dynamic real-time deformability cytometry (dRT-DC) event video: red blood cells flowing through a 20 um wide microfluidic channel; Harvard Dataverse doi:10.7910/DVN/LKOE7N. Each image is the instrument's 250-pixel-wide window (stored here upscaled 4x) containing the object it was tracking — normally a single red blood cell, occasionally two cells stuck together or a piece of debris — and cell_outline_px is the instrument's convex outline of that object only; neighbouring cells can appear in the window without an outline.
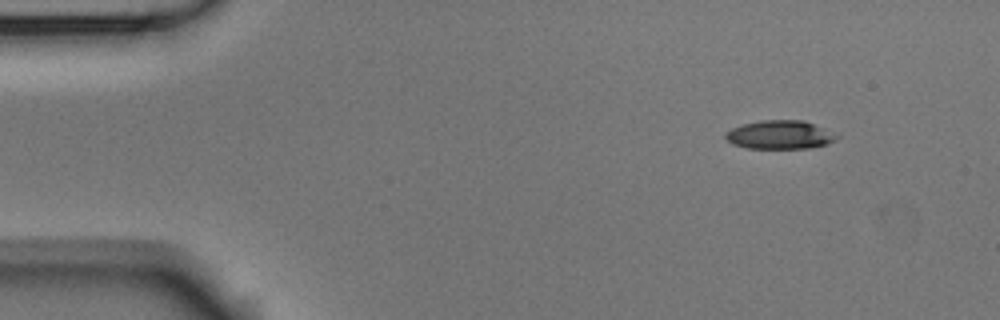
{"species": "Egyptian fruit bat (a non-hibernating species)", "species_latin": "Rousettus aegyptiacus", "temperature_condition": "room temperature", "stored_images_in_passage": 6, "camera_frame_rate_fps": 3000, "um_per_image_px": 0.085, "animal": {"sex": "male"}, "frame": {"image": 1, "passage_image": 1, "time_ms": 0.0, "image_size_px": [1000, 320], "cell_outline_px": [[840, 136], [836, 140], [828, 144], [808, 148], [748, 148], [732, 144], [724, 136], [724, 132], [732, 128], [744, 124], [760, 120], [804, 120], [840, 132]], "centroid_in_image_um": [66.38, 11.44], "position_along_channel_um": 18.6, "area_um2": 18.96}}
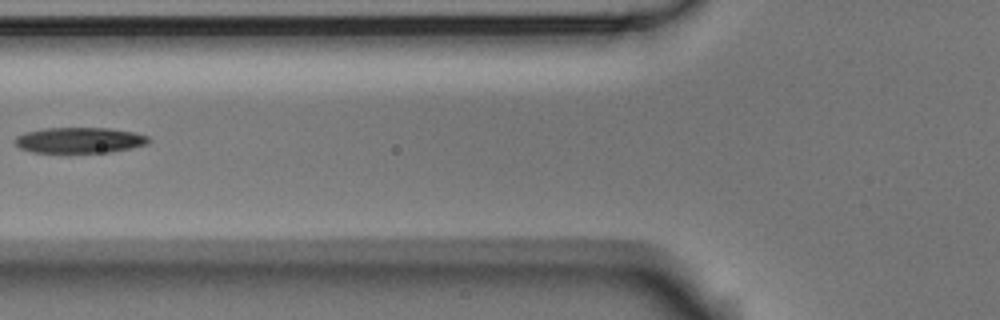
{"frame": {"image": 2, "passage_image": 5, "time_ms": 1.333, "image_size_px": [1000, 320], "cell_outline_px": [[152, 140], [148, 144], [132, 148], [112, 152], [32, 152], [20, 148], [12, 140], [16, 136], [24, 132], [44, 128], [108, 128], [136, 132], [148, 136]], "centroid_in_image_um": [6.78, 11.91], "position_along_channel_um": 119.0, "area_um2": 20.23}}
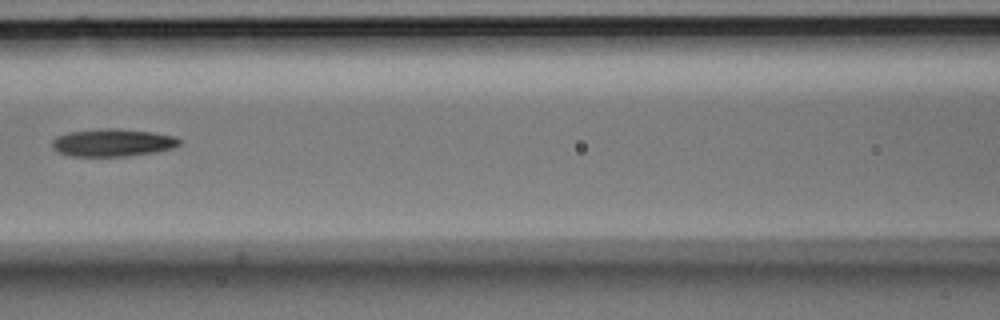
{"frame": {"image": 3, "passage_image": 6, "time_ms": 1.667, "image_size_px": [1000, 320], "cell_outline_px": [[180, 144], [172, 148], [156, 152], [128, 156], [72, 156], [60, 152], [52, 148], [52, 140], [56, 136], [68, 132], [108, 128], [152, 132], [176, 136], [180, 140]], "centroid_in_image_um": [9.58, 12.13], "position_along_channel_um": 157.0, "area_um2": 20.35}}